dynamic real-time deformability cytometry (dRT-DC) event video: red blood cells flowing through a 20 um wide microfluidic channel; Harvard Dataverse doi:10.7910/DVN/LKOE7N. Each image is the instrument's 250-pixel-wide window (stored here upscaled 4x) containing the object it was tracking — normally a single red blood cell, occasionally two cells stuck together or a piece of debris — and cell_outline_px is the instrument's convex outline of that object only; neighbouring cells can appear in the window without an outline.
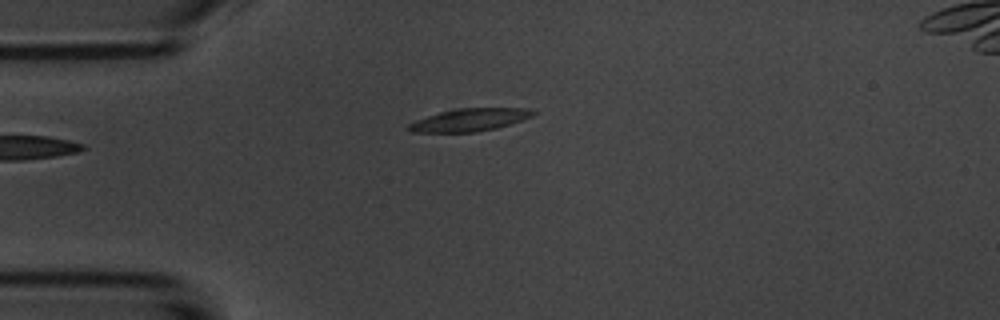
{"species": "common noctule bat (a hibernating species)", "species_latin": "Nyctalus noctula", "temperature_condition": "room temperature", "stored_images_in_passage": 4, "camera_frame_rate_fps": 3000, "um_per_image_px": 0.085, "animal": {"sex": "male", "body_mass_g": 20.1, "forearm_length_mm": 53.5}, "frame": {"image": 1, "passage_image": 2, "time_ms": 2.0, "image_size_px": [1000, 320], "cell_outline_px": [[536, 112], [532, 116], [496, 128], [476, 132], [412, 132], [404, 128], [408, 124], [416, 120], [440, 112], [460, 108], [528, 108]], "centroid_in_image_um": [39.87, 10.19], "position_along_channel_um": 45.1, "area_um2": 16.24}}